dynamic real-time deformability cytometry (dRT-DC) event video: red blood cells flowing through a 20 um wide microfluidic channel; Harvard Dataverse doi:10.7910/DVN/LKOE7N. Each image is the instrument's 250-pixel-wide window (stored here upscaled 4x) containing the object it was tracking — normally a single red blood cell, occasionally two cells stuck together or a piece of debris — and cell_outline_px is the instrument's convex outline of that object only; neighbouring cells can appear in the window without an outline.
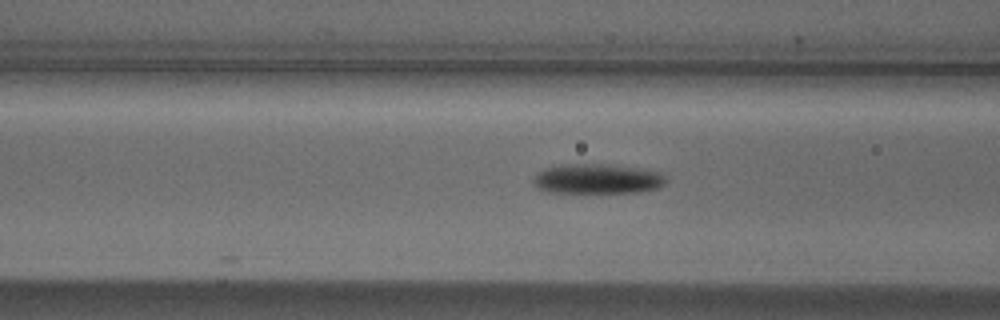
{"species": "Egyptian fruit bat (a non-hibernating species)", "species_latin": "Rousettus aegyptiacus", "temperature_condition": "cold", "stored_images_in_passage": 18, "camera_frame_rate_fps": 3000, "um_per_image_px": 0.085, "animal": {"sex": "male"}, "frame": {"image": 1, "passage_image": 9, "time_ms": 2.667, "image_size_px": [1000, 320], "cell_outline_px": [[668, 180], [660, 188], [636, 192], [548, 192], [540, 188], [532, 180], [544, 168], [564, 164], [612, 164], [664, 172]], "centroid_in_image_um": [50.87, 15.19], "position_along_channel_um": 115.7, "area_um2": 23.12}}